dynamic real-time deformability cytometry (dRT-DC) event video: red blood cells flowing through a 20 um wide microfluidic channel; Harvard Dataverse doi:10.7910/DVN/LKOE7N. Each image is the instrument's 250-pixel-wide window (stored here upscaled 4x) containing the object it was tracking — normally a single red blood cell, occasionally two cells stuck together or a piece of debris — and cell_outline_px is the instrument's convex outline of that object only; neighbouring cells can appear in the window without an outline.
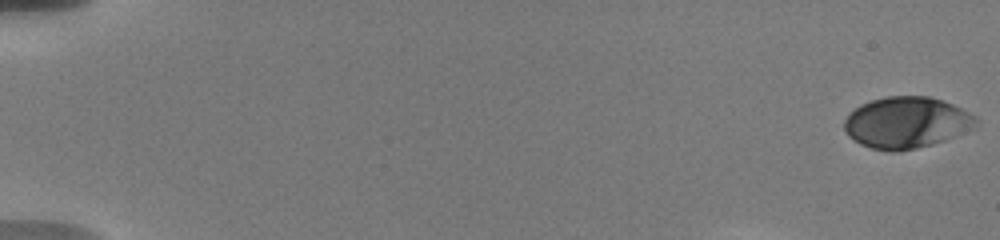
{"species": "human", "species_latin": "Homo sapiens", "temperature_condition": "warm", "stored_images_in_passage": 48, "camera_frame_rate_fps": 3000, "um_per_image_px": 0.085, "donor": {"sex": "male"}, "frame": {"image": 1, "passage_image": 1, "time_ms": 0.0, "image_size_px": [1000, 240], "cell_outline_px": [[980, 120], [976, 128], [944, 140], [932, 144], [900, 152], [892, 152], [872, 148], [860, 144], [848, 136], [844, 128], [844, 120], [860, 104], [872, 100], [888, 96], [928, 96], [952, 104], [976, 116]], "centroid_in_image_um": [77.07, 10.43], "position_along_channel_um": 7.9, "area_um2": 39.48}}
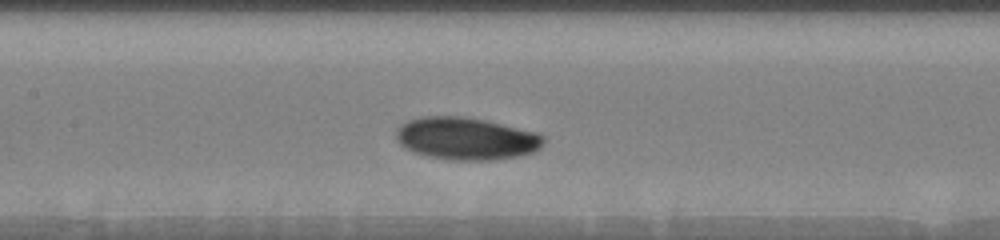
{"frame": {"image": 2, "passage_image": 24, "time_ms": 7.667, "image_size_px": [1000, 240], "cell_outline_px": [[544, 144], [540, 148], [532, 152], [520, 156], [492, 160], [448, 160], [428, 156], [404, 148], [396, 140], [396, 128], [400, 124], [408, 120], [424, 116], [464, 116], [484, 120], [536, 132], [544, 136]], "centroid_in_image_um": [39.61, 11.78], "position_along_channel_um": 167.8, "area_um2": 36.59}}
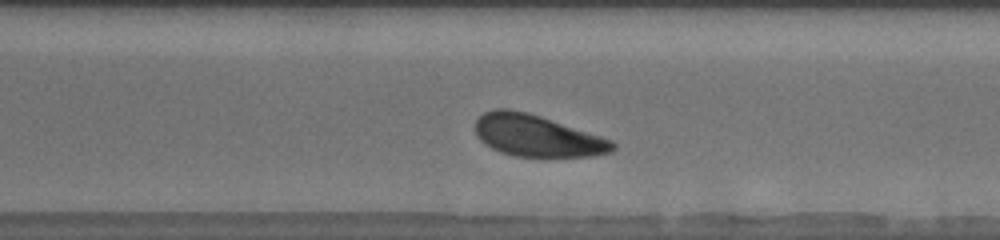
{"frame": {"image": 3, "passage_image": 37, "time_ms": 12.0, "image_size_px": [1000, 240], "cell_outline_px": [[616, 148], [612, 152], [592, 156], [516, 156], [500, 152], [484, 144], [476, 136], [476, 120], [484, 112], [496, 108], [508, 108], [528, 112], [612, 140], [616, 144]], "centroid_in_image_um": [45.62, 11.53], "position_along_channel_um": 325.0, "area_um2": 33.18}, "authors_computed_cell_mechanics": {"area_um2": 35.4314, "velocity_mm_per_s": 3.6352, "shape_relaxation_time_tau1_ms": 2.5771, "shape_relaxation_time_tau2_ms": null, "deformation_change_tau1": 0.1093, "deformation_change_tau2": null}}